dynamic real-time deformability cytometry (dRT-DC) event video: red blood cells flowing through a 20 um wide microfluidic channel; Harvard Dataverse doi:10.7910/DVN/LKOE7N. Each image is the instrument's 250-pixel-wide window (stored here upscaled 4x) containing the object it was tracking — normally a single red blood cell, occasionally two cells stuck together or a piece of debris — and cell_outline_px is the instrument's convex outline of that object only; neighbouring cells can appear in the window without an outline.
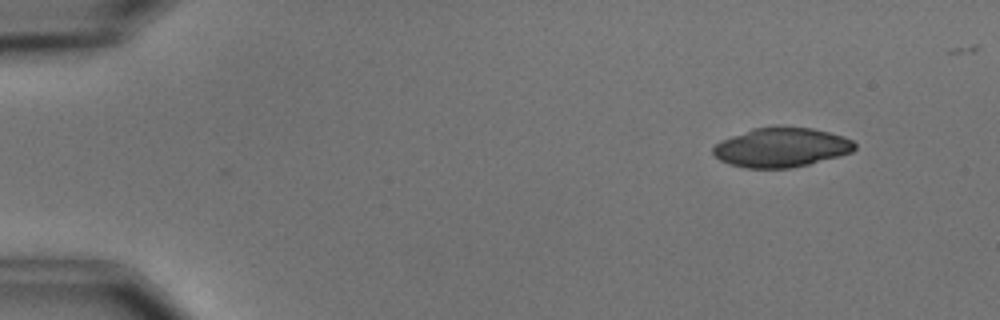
{"species": "common noctule bat (a hibernating species)", "species_latin": "Nyctalus noctula", "temperature_condition": "cold", "stored_images_in_passage": 4, "camera_frame_rate_fps": 3000, "um_per_image_px": 0.085, "animal": {"sex": "male", "body_mass_g": 15.6}, "frame": {"image": 1, "passage_image": 1, "time_ms": 0.0, "image_size_px": [1000, 320], "cell_outline_px": [[856, 148], [852, 152], [840, 156], [792, 168], [744, 168], [728, 164], [720, 160], [712, 152], [712, 148], [720, 140], [752, 128], [776, 124], [812, 128], [844, 136], [852, 140], [856, 144]], "centroid_in_image_um": [66.4, 12.5], "position_along_channel_um": 18.6, "area_um2": 33.18}}